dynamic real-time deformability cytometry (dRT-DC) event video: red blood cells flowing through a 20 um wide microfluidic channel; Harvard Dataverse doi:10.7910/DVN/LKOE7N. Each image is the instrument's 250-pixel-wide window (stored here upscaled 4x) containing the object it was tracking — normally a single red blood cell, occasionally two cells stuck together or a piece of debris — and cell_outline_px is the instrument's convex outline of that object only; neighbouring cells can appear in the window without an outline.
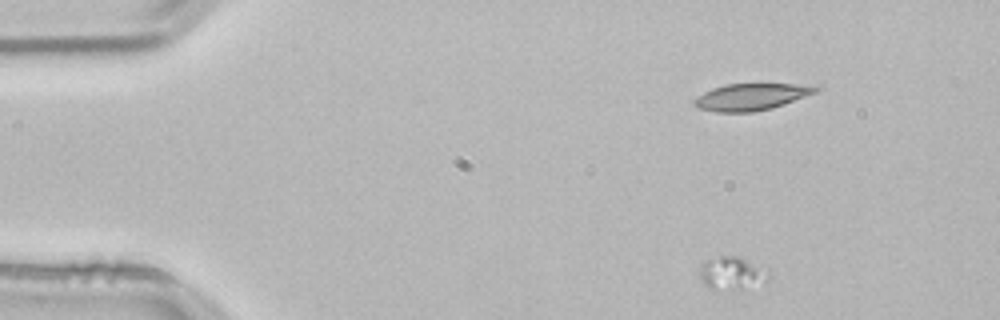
{"species": "common noctule bat (a hibernating species)", "species_latin": "Nyctalus noctula", "temperature_condition": "room temperature", "stored_images_in_passage": 10, "camera_frame_rate_fps": 3000, "um_per_image_px": 0.085, "animal": {"sex": "male", "body_mass_g": 21.5, "forearm_length_mm": 52.0}, "frame": {"image": 1, "passage_image": 1, "time_ms": 0.0, "image_size_px": [1000, 320], "cell_outline_px": [[772, 276], [768, 280], [740, 288], [708, 288], [700, 280], [700, 264], [708, 260], [720, 256], [736, 256], [768, 272]], "centroid_in_image_um": [62.13, 23.21], "position_along_channel_um": 22.9, "area_um2": 12.43}}